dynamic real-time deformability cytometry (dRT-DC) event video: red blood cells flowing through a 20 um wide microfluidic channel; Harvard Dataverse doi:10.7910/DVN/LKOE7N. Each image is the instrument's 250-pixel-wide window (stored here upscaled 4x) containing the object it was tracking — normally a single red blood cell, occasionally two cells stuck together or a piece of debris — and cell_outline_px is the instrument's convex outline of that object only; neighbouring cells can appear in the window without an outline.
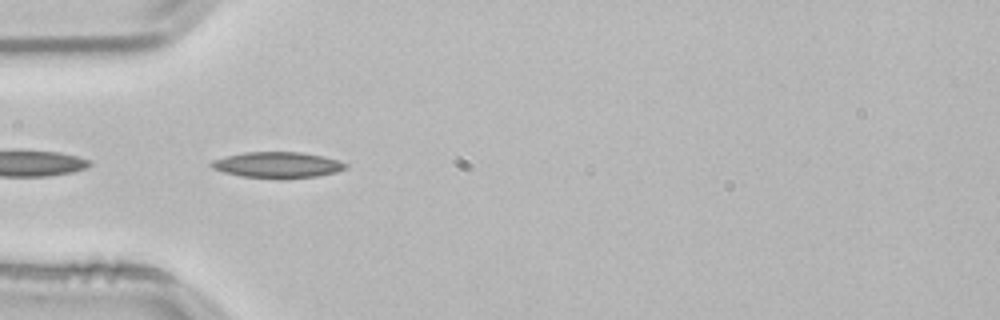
{"species": "common noctule bat (a hibernating species)", "species_latin": "Nyctalus noctula", "temperature_condition": "room temperature", "stored_images_in_passage": 6, "camera_frame_rate_fps": 3000, "um_per_image_px": 0.085, "animal": {"sex": "male", "body_mass_g": 21.5, "forearm_length_mm": 52.0}, "frame": {"image": 1, "passage_image": 3, "time_ms": 0.667, "image_size_px": [1000, 320], "cell_outline_px": [[348, 168], [336, 172], [316, 176], [240, 176], [224, 172], [212, 168], [208, 164], [212, 160], [244, 152], [300, 152], [320, 156], [336, 160], [348, 164]], "centroid_in_image_um": [23.56, 13.98], "position_along_channel_um": 61.4, "area_um2": 19.36}}